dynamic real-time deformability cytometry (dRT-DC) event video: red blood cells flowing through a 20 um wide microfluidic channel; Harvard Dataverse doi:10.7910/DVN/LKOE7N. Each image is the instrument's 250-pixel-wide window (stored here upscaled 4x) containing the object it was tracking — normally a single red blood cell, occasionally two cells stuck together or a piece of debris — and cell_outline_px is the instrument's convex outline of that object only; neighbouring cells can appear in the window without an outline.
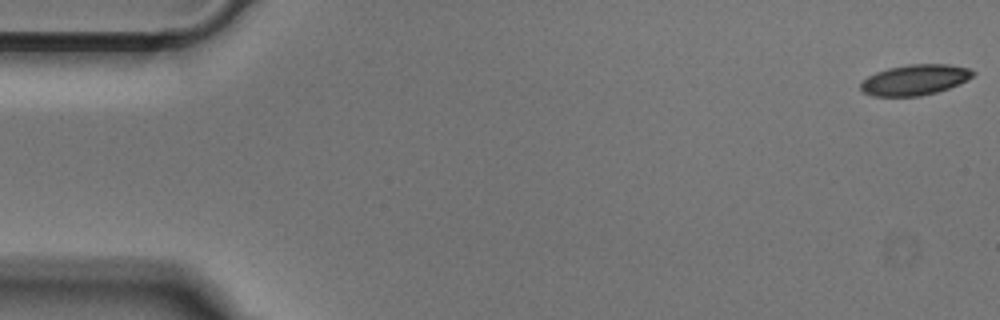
{"species": "Egyptian fruit bat (a non-hibernating species)", "species_latin": "Rousettus aegyptiacus", "temperature_condition": "cold", "stored_images_in_passage": 51, "camera_frame_rate_fps": 3000, "um_per_image_px": 0.085, "animal": {"sex": "male"}, "frame": {"image": 1, "passage_image": 1, "time_ms": 0.0, "image_size_px": [1000, 320], "cell_outline_px": [[976, 72], [968, 80], [960, 84], [936, 92], [920, 96], [872, 96], [864, 92], [860, 88], [860, 84], [868, 76], [876, 72], [888, 68], [908, 64], [948, 64], [968, 68]], "centroid_in_image_um": [77.77, 6.78], "position_along_channel_um": 7.2, "area_um2": 20.0}}
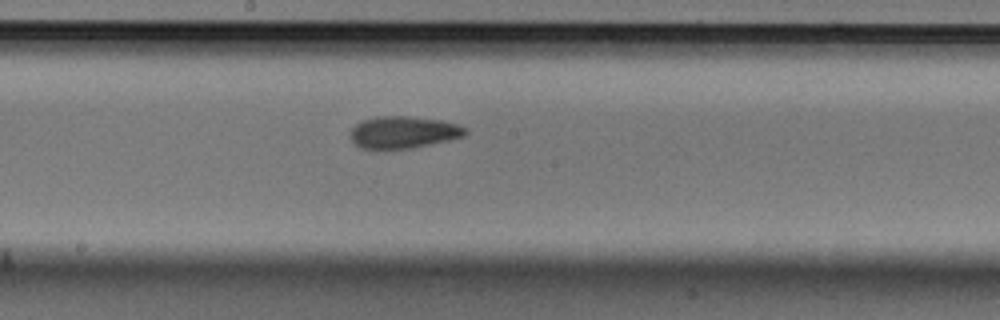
{"frame": {"image": 2, "passage_image": 27, "time_ms": 8.667, "image_size_px": [1000, 320], "cell_outline_px": [[468, 132], [464, 136], [448, 140], [412, 148], [384, 152], [360, 148], [352, 140], [352, 128], [356, 124], [364, 120], [376, 116], [408, 116], [444, 120], [460, 124], [468, 128]], "centroid_in_image_um": [34.31, 11.27], "position_along_channel_um": 213.9, "area_um2": 22.14}}
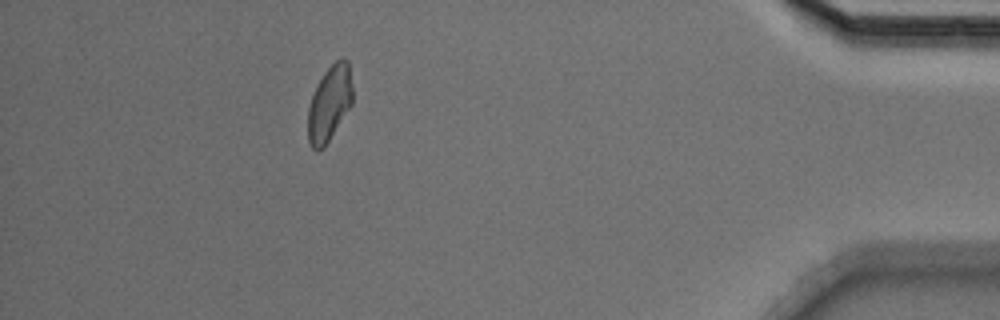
{"frame": {"image": 3, "passage_image": 46, "time_ms": 15.0, "image_size_px": [1000, 320], "cell_outline_px": [[352, 104], [324, 148], [316, 152], [312, 148], [308, 140], [308, 108], [312, 96], [324, 72], [336, 60], [348, 60], [352, 84]], "centroid_in_image_um": [28.0, 8.83], "position_along_channel_um": 407.2, "area_um2": 19.42}}